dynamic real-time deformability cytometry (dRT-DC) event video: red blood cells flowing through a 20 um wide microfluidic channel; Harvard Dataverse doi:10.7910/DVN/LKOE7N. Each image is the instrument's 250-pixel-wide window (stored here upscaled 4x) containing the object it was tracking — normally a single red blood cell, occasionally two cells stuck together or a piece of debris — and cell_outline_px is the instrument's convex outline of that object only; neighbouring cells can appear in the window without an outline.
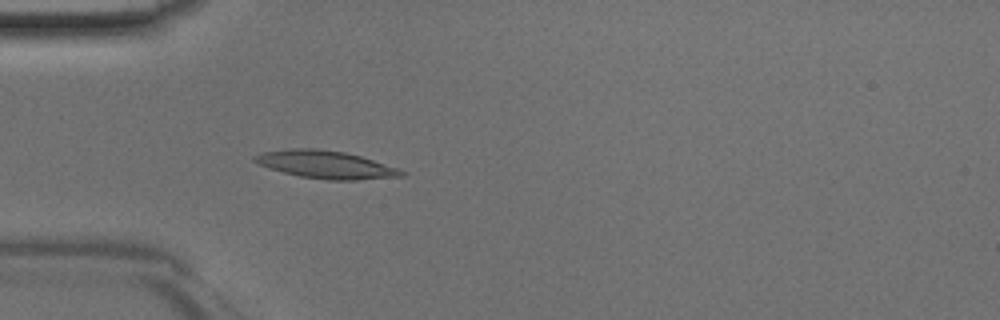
{"species": "Egyptian fruit bat (a non-hibernating species)", "species_latin": "Rousettus aegyptiacus", "temperature_condition": "room temperature", "stored_images_in_passage": 47, "camera_frame_rate_fps": 3000, "um_per_image_px": 0.085, "animal": {"sex": "male"}, "frame": {"image": 1, "passage_image": 14, "time_ms": 4.333, "image_size_px": [1000, 320], "cell_outline_px": [[404, 176], [356, 180], [328, 180], [300, 176], [268, 168], [252, 160], [252, 156], [264, 152], [292, 148], [316, 148], [344, 152], [360, 156], [400, 168], [404, 172]], "centroid_in_image_um": [27.7, 13.99], "position_along_channel_um": 57.3, "area_um2": 23.64}}
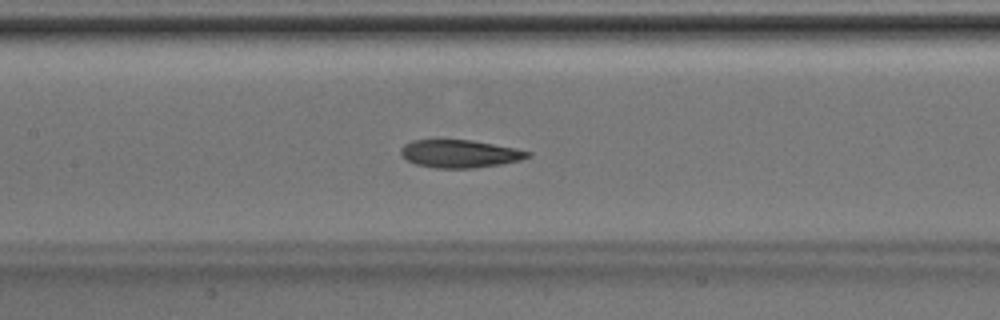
{"frame": {"image": 2, "passage_image": 22, "time_ms": 7.0, "image_size_px": [1000, 320], "cell_outline_px": [[532, 156], [520, 160], [500, 164], [472, 168], [436, 168], [416, 164], [404, 160], [400, 156], [400, 148], [404, 144], [412, 140], [472, 140], [516, 148], [532, 152]], "centroid_in_image_um": [39.05, 13.06], "position_along_channel_um": 168.3, "area_um2": 20.75}}
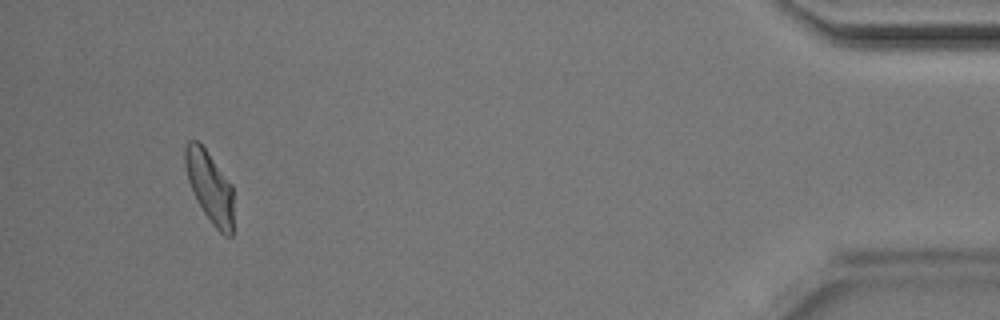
{"frame": {"image": 3, "passage_image": 44, "time_ms": 14.333, "image_size_px": [1000, 320], "cell_outline_px": [[232, 236], [224, 236], [212, 224], [204, 212], [188, 180], [184, 164], [184, 148], [188, 140], [196, 140], [204, 148], [232, 184]], "centroid_in_image_um": [17.82, 15.86], "position_along_channel_um": 417.4, "area_um2": 19.65}}